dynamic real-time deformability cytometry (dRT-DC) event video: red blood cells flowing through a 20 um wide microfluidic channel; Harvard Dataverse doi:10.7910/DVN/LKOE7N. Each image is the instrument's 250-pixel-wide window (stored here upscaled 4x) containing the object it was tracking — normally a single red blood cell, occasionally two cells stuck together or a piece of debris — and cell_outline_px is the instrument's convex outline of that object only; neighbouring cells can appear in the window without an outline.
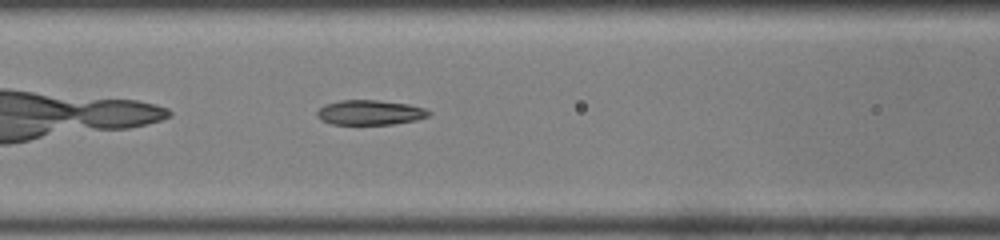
{"species": "common noctule bat (a hibernating species)", "species_latin": "Nyctalus noctula", "temperature_condition": "room temperature", "stored_images_in_passage": 35, "camera_frame_rate_fps": 3000, "um_per_image_px": 0.085, "animal": {"sex": "male", "body_mass_g": 19.0, "forearm_length_mm": 50.8}, "frame": {"image": 1, "passage_image": 7, "time_ms": 2.0, "image_size_px": [1000, 240], "cell_outline_px": [[432, 112], [428, 116], [416, 120], [392, 124], [332, 124], [320, 120], [316, 116], [316, 112], [324, 104], [340, 100], [376, 100], [408, 104], [424, 108]], "centroid_in_image_um": [31.42, 9.56], "position_along_channel_um": 135.2, "area_um2": 16.18}}
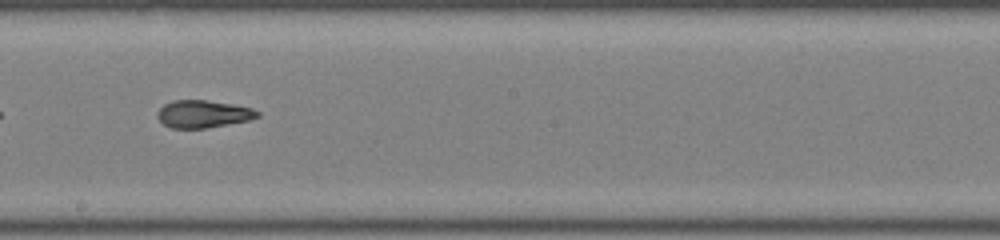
{"frame": {"image": 2, "passage_image": 14, "time_ms": 4.333, "image_size_px": [1000, 240], "cell_outline_px": [[260, 116], [248, 120], [204, 128], [172, 128], [164, 124], [156, 116], [156, 112], [164, 104], [172, 100], [204, 100], [232, 104], [252, 108], [260, 112]], "centroid_in_image_um": [17.24, 9.68], "position_along_channel_um": 231.0, "area_um2": 15.9}}
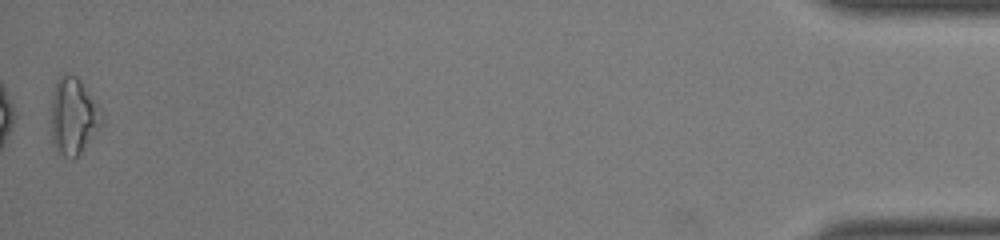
{"frame": {"image": 3, "passage_image": 35, "time_ms": 11.333, "image_size_px": [1000, 240], "cell_outline_px": [[104, 120], [100, 128], [80, 152], [72, 160], [64, 156], [56, 148], [52, 140], [52, 100], [56, 80], [64, 72], [68, 72], [76, 76], [80, 80], [100, 108], [104, 116]], "centroid_in_image_um": [6.25, 9.84], "position_along_channel_um": 428.9, "area_um2": 22.48}, "authors_computed_cell_mechanics": {"area_um2": 16.6464, "velocity_mm_per_s": 4.1173, "shape_relaxation_time_tau1_ms": 9.6428, "shape_relaxation_time_tau2_ms": 2.1922, "deformation_change_tau1": 0.2657, "deformation_change_tau2": 0.0962}}